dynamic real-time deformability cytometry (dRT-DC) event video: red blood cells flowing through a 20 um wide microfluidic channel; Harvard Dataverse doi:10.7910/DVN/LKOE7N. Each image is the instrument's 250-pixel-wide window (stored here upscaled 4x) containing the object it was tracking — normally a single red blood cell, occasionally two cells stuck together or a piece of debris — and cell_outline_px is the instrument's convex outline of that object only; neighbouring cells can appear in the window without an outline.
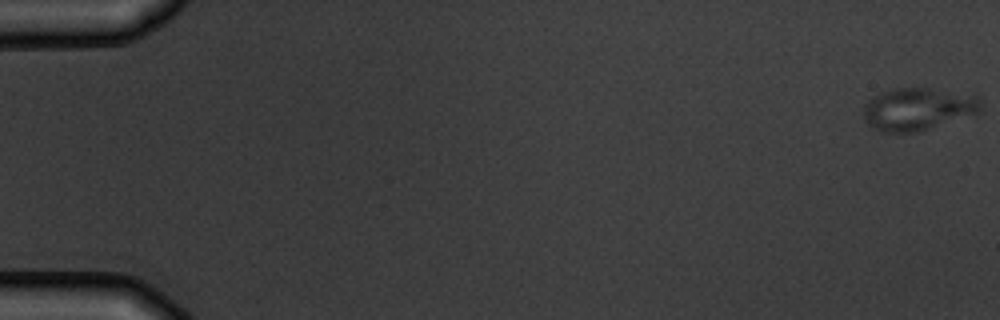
{"species": "common noctule bat (a hibernating species)", "species_latin": "Nyctalus noctula", "temperature_condition": "warm", "stored_images_in_passage": 6, "camera_frame_rate_fps": 3000, "um_per_image_px": 0.085, "animal": {"sex": "male", "body_mass_g": 19.5, "forearm_length_mm": 54.6}, "frame": {"image": 1, "passage_image": 1, "time_ms": 0.0, "image_size_px": [1000, 320], "cell_outline_px": [[980, 108], [976, 112], [920, 132], [880, 132], [872, 128], [864, 120], [864, 104], [872, 96], [892, 88], [928, 88], [976, 92], [980, 96]], "centroid_in_image_um": [78.02, 9.24], "position_along_channel_um": 7.0, "area_um2": 29.48}}